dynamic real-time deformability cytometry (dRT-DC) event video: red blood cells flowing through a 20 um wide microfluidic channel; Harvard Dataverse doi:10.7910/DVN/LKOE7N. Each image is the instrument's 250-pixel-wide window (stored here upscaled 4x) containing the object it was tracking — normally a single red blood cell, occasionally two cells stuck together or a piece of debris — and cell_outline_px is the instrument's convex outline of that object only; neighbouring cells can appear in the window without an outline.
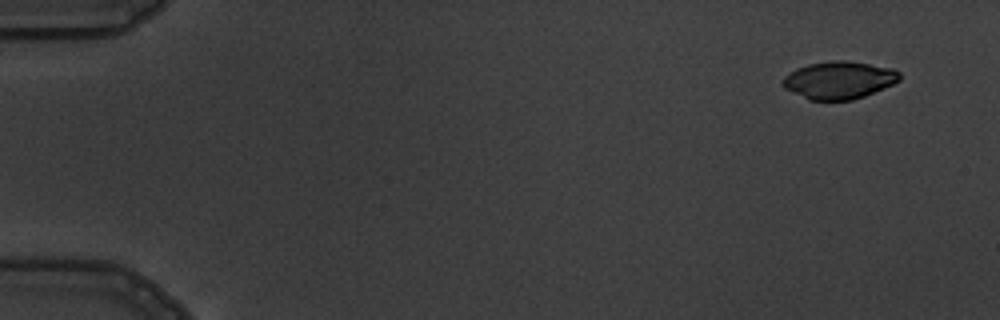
{"species": "common noctule bat (a hibernating species)", "species_latin": "Nyctalus noctula", "temperature_condition": "warm", "stored_images_in_passage": 6, "camera_frame_rate_fps": 3000, "um_per_image_px": 0.085, "animal": {"sex": "male", "body_mass_g": 19.5, "forearm_length_mm": 54.6}, "frame": {"image": 1, "passage_image": 1, "time_ms": 0.0, "image_size_px": [1000, 320], "cell_outline_px": [[900, 80], [884, 88], [864, 96], [852, 100], [808, 100], [784, 88], [780, 84], [784, 76], [796, 68], [808, 64], [832, 60], [844, 60], [892, 68], [900, 72]], "centroid_in_image_um": [71.28, 6.81], "position_along_channel_um": 13.7, "area_um2": 25.61}}